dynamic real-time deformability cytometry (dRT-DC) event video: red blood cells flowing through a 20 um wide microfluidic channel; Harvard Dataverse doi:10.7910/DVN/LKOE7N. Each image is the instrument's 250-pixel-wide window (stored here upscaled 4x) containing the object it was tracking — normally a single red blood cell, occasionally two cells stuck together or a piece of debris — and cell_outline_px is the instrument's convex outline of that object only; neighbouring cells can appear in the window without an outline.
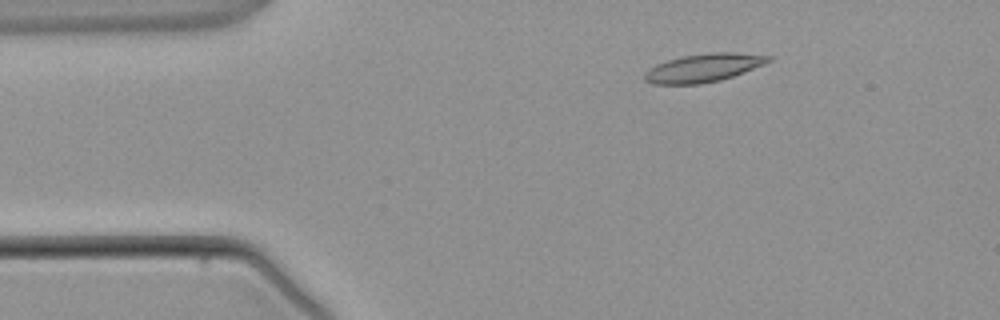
{"species": "common noctule bat (a hibernating species)", "species_latin": "Nyctalus noctula", "temperature_condition": "warm", "stored_images_in_passage": 3, "camera_frame_rate_fps": 3000, "um_per_image_px": 0.085, "animal": {"sex": "male", "body_mass_g": 21.5, "forearm_length_mm": 52.0}, "frame": {"image": 1, "passage_image": 2, "time_ms": 1.0, "image_size_px": [1000, 320], "cell_outline_px": [[772, 60], [764, 64], [744, 72], [720, 80], [700, 84], [652, 84], [644, 80], [644, 72], [648, 68], [656, 64], [668, 60], [684, 56], [712, 52], [736, 52], [772, 56]], "centroid_in_image_um": [59.78, 5.76], "position_along_channel_um": 25.2, "area_um2": 20.4}}